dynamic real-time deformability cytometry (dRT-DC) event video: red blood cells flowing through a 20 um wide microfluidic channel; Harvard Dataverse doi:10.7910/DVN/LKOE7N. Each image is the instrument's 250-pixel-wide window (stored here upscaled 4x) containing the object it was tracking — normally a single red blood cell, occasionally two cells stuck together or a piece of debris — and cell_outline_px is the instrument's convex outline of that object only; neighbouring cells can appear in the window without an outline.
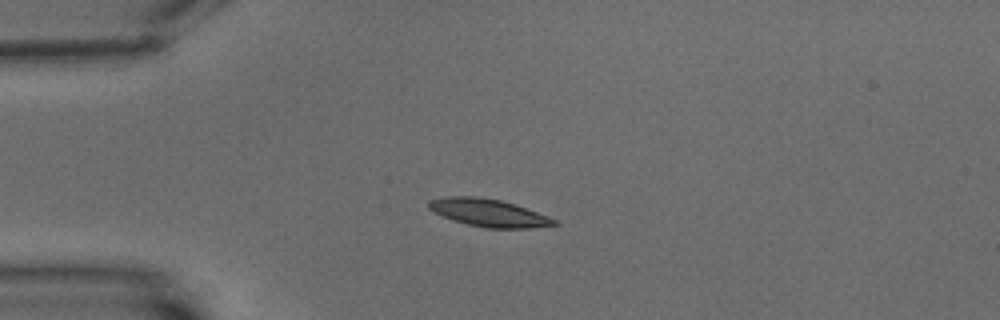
{"species": "common noctule bat (a hibernating species)", "species_latin": "Nyctalus noctula", "temperature_condition": "warm", "stored_images_in_passage": 6, "camera_frame_rate_fps": 3000, "um_per_image_px": 0.085, "animal": {"sex": "male", "body_mass_g": 15.6}, "frame": {"image": 1, "passage_image": 5, "time_ms": 4.667, "image_size_px": [1000, 320], "cell_outline_px": [[560, 224], [528, 228], [484, 228], [452, 220], [432, 212], [428, 208], [428, 200], [448, 196], [476, 196], [500, 200], [516, 204], [548, 216], [556, 220]], "centroid_in_image_um": [41.5, 18.08], "position_along_channel_um": 43.5, "area_um2": 20.29}}